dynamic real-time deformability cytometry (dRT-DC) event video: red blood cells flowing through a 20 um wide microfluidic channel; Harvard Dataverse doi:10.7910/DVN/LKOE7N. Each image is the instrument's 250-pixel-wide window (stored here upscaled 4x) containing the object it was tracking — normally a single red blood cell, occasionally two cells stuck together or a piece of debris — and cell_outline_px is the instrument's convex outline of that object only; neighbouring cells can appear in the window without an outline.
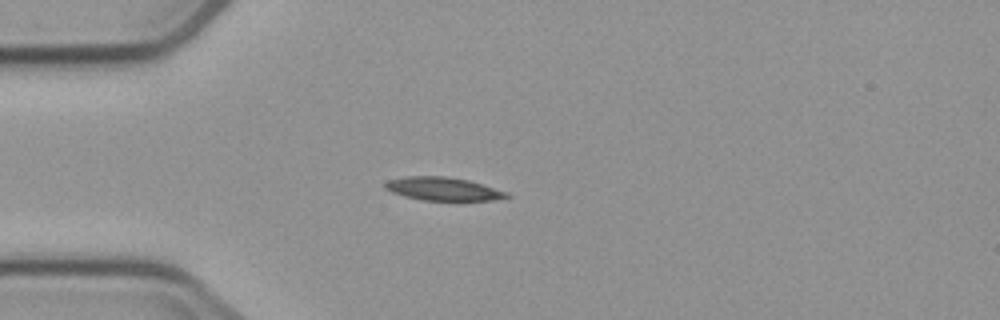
{"species": "common noctule bat (a hibernating species)", "species_latin": "Nyctalus noctula", "temperature_condition": "cold", "stored_images_in_passage": 4, "camera_frame_rate_fps": 3000, "um_per_image_px": 0.085, "animal": {"sex": "male", "body_mass_g": 23.1, "forearm_length_mm": 52.7}, "frame": {"image": 1, "passage_image": 4, "time_ms": 3.333, "image_size_px": [1000, 320], "cell_outline_px": [[512, 196], [492, 200], [424, 200], [404, 196], [392, 192], [384, 188], [384, 184], [388, 180], [404, 176], [448, 176], [468, 180], [508, 192]], "centroid_in_image_um": [37.64, 16.04], "position_along_channel_um": 47.4, "area_um2": 16.42}}